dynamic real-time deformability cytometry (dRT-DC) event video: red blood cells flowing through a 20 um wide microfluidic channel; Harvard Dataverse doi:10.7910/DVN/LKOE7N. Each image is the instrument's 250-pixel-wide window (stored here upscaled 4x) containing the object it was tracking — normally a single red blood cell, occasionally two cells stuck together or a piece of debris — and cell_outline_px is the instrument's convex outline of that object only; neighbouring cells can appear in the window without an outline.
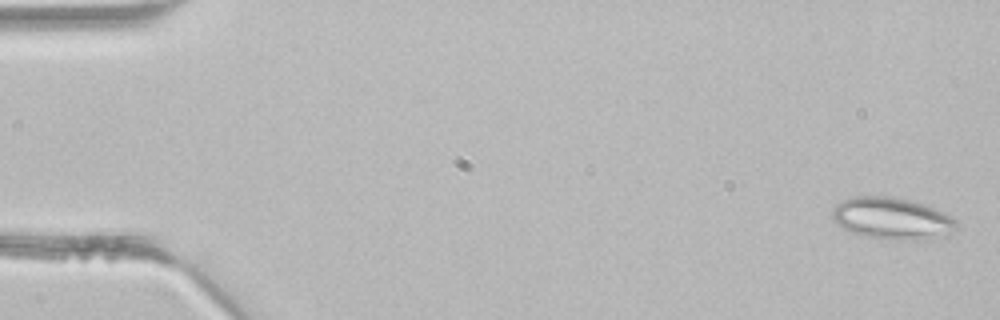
{"species": "common noctule bat (a hibernating species)", "species_latin": "Nyctalus noctula", "temperature_condition": "room temperature", "stored_images_in_passage": 43, "segment_of_instrument_passage": [1, 2], "camera_frame_rate_fps": 3000, "um_per_image_px": 0.085, "animal": {"sex": "male", "body_mass_g": 21.5, "forearm_length_mm": 52.0}, "frame": {"image": 1, "passage_image": 1, "time_ms": 0.0, "image_size_px": [1000, 320], "cell_outline_px": [[956, 228], [924, 240], [896, 240], [868, 236], [852, 232], [836, 224], [832, 220], [832, 208], [836, 204], [852, 196], [892, 196], [924, 204], [944, 212], [956, 220]], "centroid_in_image_um": [75.75, 18.54], "position_along_channel_um": 9.2, "area_um2": 29.88}}
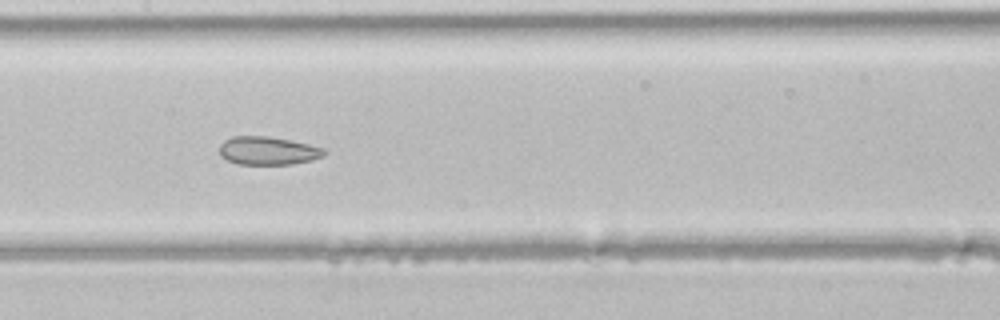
{"frame": {"image": 2, "passage_image": 21, "time_ms": 6.667, "image_size_px": [1000, 320], "cell_outline_px": [[328, 152], [324, 156], [312, 160], [292, 164], [236, 164], [220, 156], [220, 144], [224, 140], [232, 136], [268, 136], [308, 144], [324, 148]], "centroid_in_image_um": [22.78, 12.81], "position_along_channel_um": 184.6, "area_um2": 17.28}}
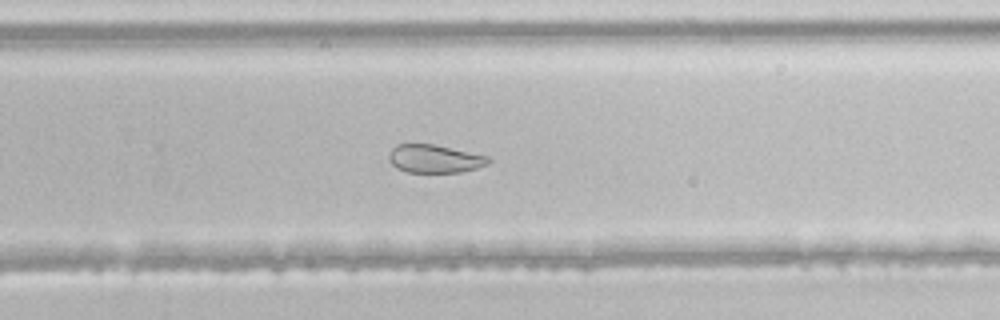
{"frame": {"image": 3, "passage_image": 28, "time_ms": 9.0, "image_size_px": [1000, 320], "cell_outline_px": [[492, 160], [488, 164], [476, 168], [460, 172], [408, 172], [396, 168], [388, 160], [388, 152], [396, 144], [432, 144], [488, 156]], "centroid_in_image_um": [36.91, 13.49], "position_along_channel_um": 292.9, "area_um2": 16.3}}